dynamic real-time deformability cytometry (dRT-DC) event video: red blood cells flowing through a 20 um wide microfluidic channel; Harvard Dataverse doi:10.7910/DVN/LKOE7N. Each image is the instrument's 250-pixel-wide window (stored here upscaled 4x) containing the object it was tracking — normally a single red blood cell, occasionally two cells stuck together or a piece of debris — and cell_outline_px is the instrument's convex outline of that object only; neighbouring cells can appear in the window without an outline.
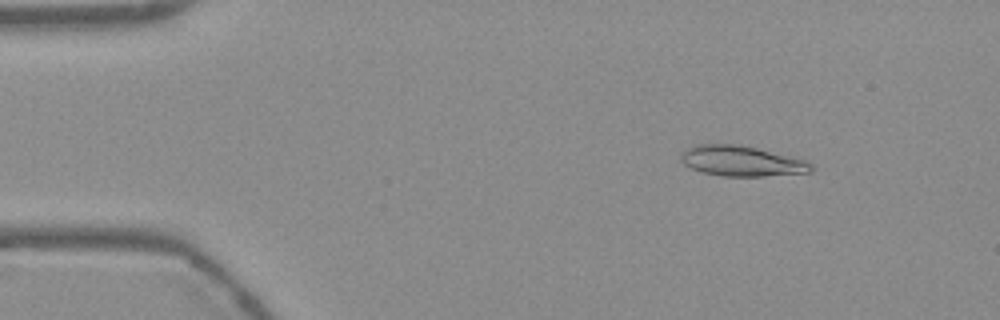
{"species": "Egyptian fruit bat (a non-hibernating species)", "species_latin": "Rousettus aegyptiacus", "temperature_condition": "warm", "stored_images_in_passage": 53, "camera_frame_rate_fps": 3000, "um_per_image_px": 0.085, "frame": {"image": 1, "passage_image": 7, "time_ms": 2.0, "image_size_px": [1000, 320], "cell_outline_px": [[816, 168], [812, 172], [764, 176], [720, 176], [700, 172], [684, 164], [680, 160], [680, 152], [696, 144], [740, 144], [808, 160]], "centroid_in_image_um": [63.05, 13.69], "position_along_channel_um": 21.9, "area_um2": 23.41}}
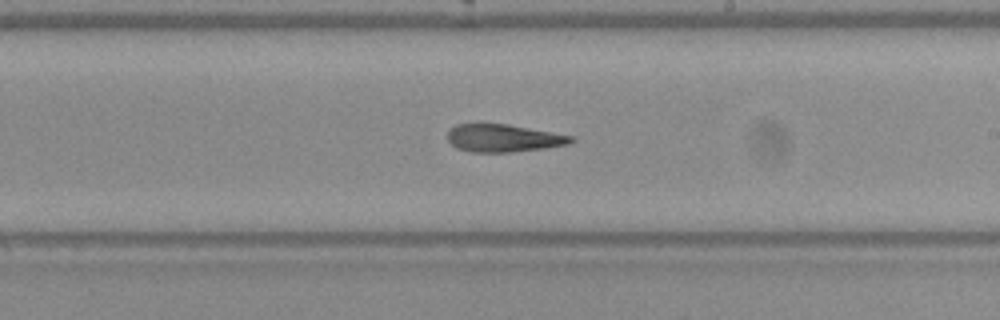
{"frame": {"image": 2, "passage_image": 31, "time_ms": 10.0, "image_size_px": [1000, 320], "cell_outline_px": [[576, 140], [568, 144], [544, 148], [512, 152], [472, 152], [456, 148], [448, 140], [448, 128], [456, 124], [508, 124], [572, 136]], "centroid_in_image_um": [42.76, 11.74], "position_along_channel_um": 246.2, "area_um2": 19.83}}
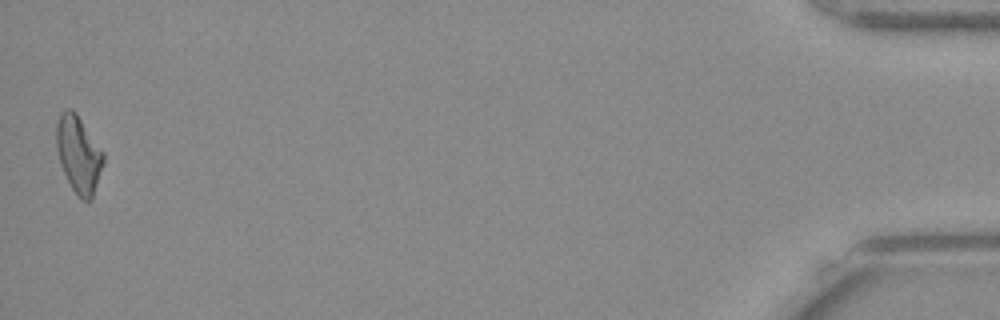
{"frame": {"image": 3, "passage_image": 53, "time_ms": 17.333, "image_size_px": [1000, 320], "cell_outline_px": [[104, 164], [92, 200], [88, 204], [80, 200], [72, 188], [60, 164], [56, 148], [56, 124], [60, 112], [64, 108], [72, 108], [76, 112], [104, 152]], "centroid_in_image_um": [6.69, 13.13], "position_along_channel_um": 428.5, "area_um2": 21.56}, "authors_computed_cell_mechanics": {"area_um2": 21.097, "velocity_mm_per_s": 3.7853, "shape_relaxation_time_tau1_ms": null, "shape_relaxation_time_tau2_ms": 5.5787, "deformation_change_tau1": null, "deformation_change_tau2": 0.1889}}